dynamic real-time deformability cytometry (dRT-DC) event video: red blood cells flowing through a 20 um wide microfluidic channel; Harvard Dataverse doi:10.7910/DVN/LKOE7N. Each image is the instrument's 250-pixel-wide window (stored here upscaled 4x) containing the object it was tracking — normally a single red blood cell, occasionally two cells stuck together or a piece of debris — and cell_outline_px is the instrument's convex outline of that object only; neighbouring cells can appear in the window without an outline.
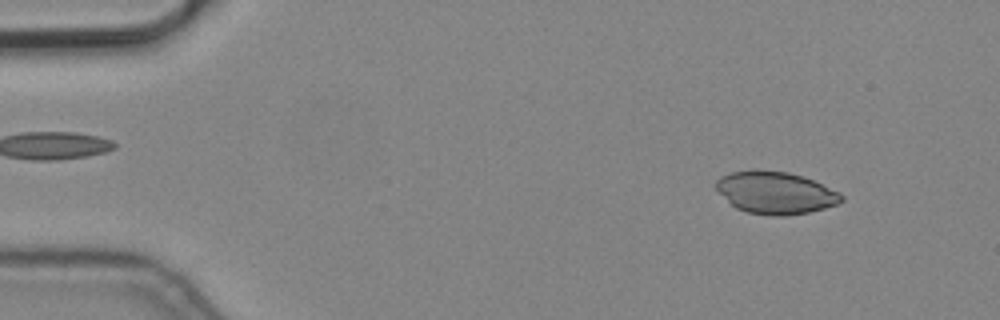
{"species": "common noctule bat (a hibernating species)", "species_latin": "Nyctalus noctula", "temperature_condition": "cold", "stored_images_in_passage": 2, "camera_frame_rate_fps": 3000, "um_per_image_px": 0.085, "animal": {"sex": "male", "body_mass_g": 19.2, "forearm_length_mm": 51.8}, "frame": {"image": 1, "passage_image": 1, "time_ms": 0.0, "image_size_px": [1000, 320], "cell_outline_px": [[844, 200], [836, 204], [824, 208], [808, 212], [784, 216], [772, 216], [748, 212], [736, 208], [716, 188], [716, 180], [720, 176], [732, 172], [756, 168], [788, 172], [812, 180], [840, 192], [844, 196]], "centroid_in_image_um": [65.91, 16.36], "position_along_channel_um": 19.1, "area_um2": 30.81}}